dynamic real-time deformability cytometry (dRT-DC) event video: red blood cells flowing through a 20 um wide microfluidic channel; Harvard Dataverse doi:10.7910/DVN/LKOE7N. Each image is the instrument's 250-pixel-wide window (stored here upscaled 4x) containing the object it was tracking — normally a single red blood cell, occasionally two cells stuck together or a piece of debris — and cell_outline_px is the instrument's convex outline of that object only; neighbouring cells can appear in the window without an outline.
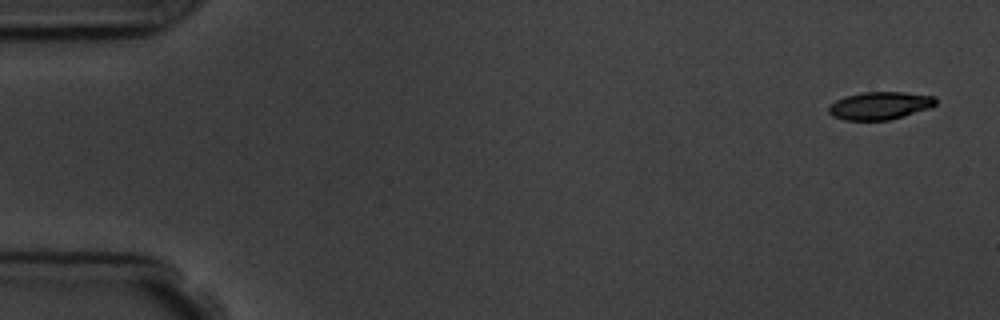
{"species": "common noctule bat (a hibernating species)", "species_latin": "Nyctalus noctula", "temperature_condition": "room temperature", "stored_images_in_passage": 5, "camera_frame_rate_fps": 3000, "um_per_image_px": 0.085, "animal": {"sex": "male", "body_mass_g": 19.5, "forearm_length_mm": 54.6}, "frame": {"image": 1, "passage_image": 1, "time_ms": 0.0, "image_size_px": [1000, 320], "cell_outline_px": [[936, 104], [932, 108], [888, 120], [844, 120], [832, 116], [828, 112], [828, 108], [836, 100], [844, 96], [864, 92], [904, 92], [936, 96]], "centroid_in_image_um": [74.81, 8.97], "position_along_channel_um": 10.2, "area_um2": 17.4}}
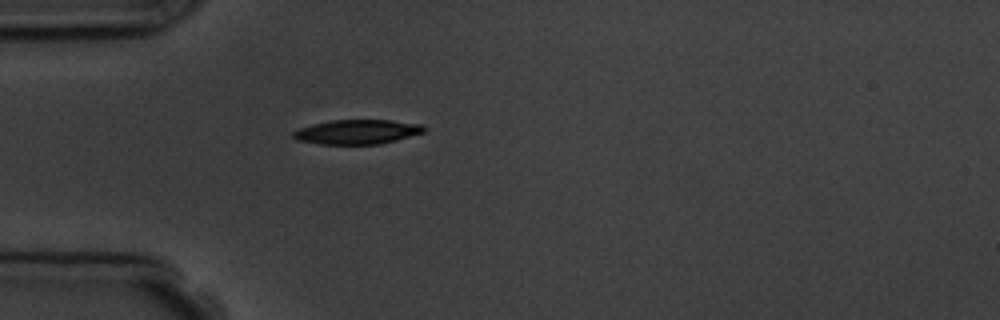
{"frame": {"image": 2, "passage_image": 5, "time_ms": 4.667, "image_size_px": [1000, 320], "cell_outline_px": [[424, 132], [396, 140], [380, 144], [320, 144], [296, 140], [292, 136], [292, 132], [300, 128], [312, 124], [332, 120], [392, 120], [420, 124], [424, 128]], "centroid_in_image_um": [30.32, 11.21], "position_along_channel_um": 54.7, "area_um2": 18.55}}